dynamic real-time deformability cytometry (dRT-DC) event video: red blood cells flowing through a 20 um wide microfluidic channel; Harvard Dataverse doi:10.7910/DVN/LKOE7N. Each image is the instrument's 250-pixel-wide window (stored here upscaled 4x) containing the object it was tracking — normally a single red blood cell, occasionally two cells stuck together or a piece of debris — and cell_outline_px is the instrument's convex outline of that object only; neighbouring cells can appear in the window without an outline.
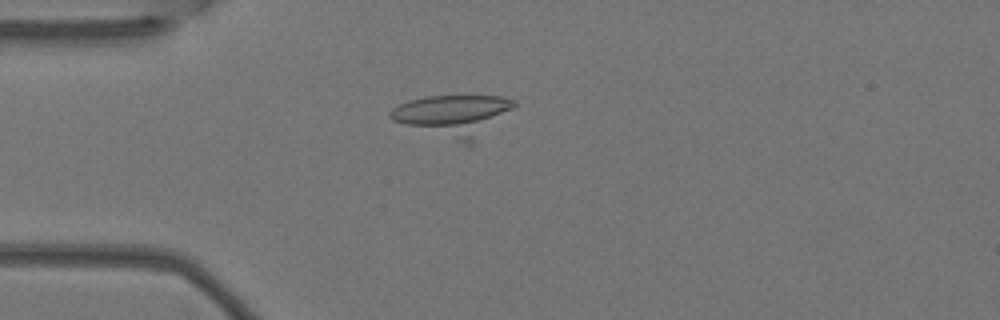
{"species": "Egyptian fruit bat (a non-hibernating species)", "species_latin": "Rousettus aegyptiacus", "temperature_condition": "warm", "stored_images_in_passage": 5, "camera_frame_rate_fps": 3000, "um_per_image_px": 0.085, "animal": {"sex": "female"}, "frame": {"image": 1, "passage_image": 5, "time_ms": 1.333, "image_size_px": [1000, 320], "cell_outline_px": [[516, 104], [512, 108], [472, 144], [464, 144], [392, 120], [388, 116], [388, 112], [392, 108], [408, 100], [428, 96], [504, 96], [516, 100]], "centroid_in_image_um": [38.52, 9.79], "position_along_channel_um": 46.5, "area_um2": 29.3}}